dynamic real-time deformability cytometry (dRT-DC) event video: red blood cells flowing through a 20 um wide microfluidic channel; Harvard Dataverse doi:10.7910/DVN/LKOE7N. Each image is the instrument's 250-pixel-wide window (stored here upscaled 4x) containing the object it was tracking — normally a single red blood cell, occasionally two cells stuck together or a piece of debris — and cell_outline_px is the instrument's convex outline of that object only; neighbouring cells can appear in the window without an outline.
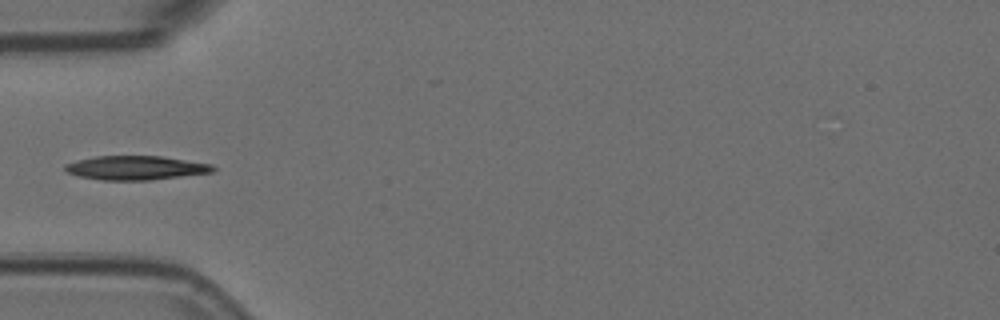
{"species": "Egyptian fruit bat (a non-hibernating species)", "species_latin": "Rousettus aegyptiacus", "temperature_condition": "room temperature", "stored_images_in_passage": 1, "camera_frame_rate_fps": 3000, "um_per_image_px": 0.085, "animal": {"sex": "female"}, "frame": {"image": 1, "passage_image": 1, "time_ms": 0.0, "image_size_px": [1000, 320], "cell_outline_px": [[216, 168], [212, 172], [152, 180], [100, 180], [80, 176], [68, 172], [64, 168], [64, 164], [76, 160], [96, 156], [160, 156], [212, 164]], "centroid_in_image_um": [11.53, 14.26], "position_along_channel_um": 73.5, "area_um2": 20.63}}